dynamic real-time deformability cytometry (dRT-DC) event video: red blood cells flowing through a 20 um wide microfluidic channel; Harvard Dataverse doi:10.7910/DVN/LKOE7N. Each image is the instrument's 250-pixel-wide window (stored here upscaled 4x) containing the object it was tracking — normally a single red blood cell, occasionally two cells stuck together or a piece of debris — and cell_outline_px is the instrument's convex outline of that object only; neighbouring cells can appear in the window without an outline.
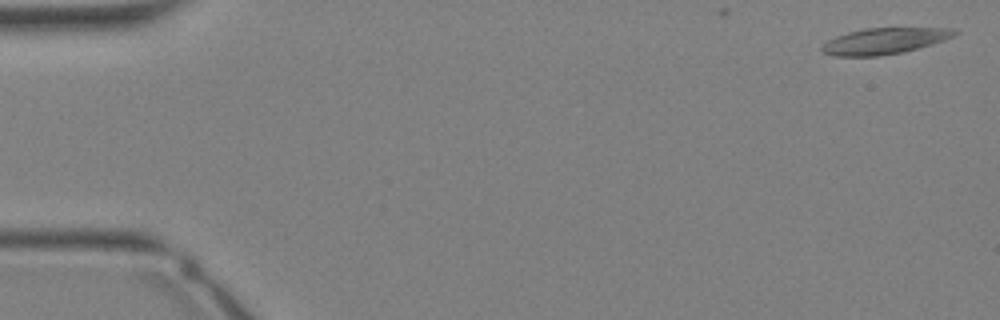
{"species": "Egyptian fruit bat (a non-hibernating species)", "species_latin": "Rousettus aegyptiacus", "temperature_condition": "warm", "stored_images_in_passage": 6, "camera_frame_rate_fps": 3000, "um_per_image_px": 0.085, "animal": {"sex": "female"}, "frame": {"image": 1, "passage_image": 1, "time_ms": 0.0, "image_size_px": [1000, 320], "cell_outline_px": [[960, 32], [944, 40], [904, 52], [880, 56], [832, 56], [824, 52], [820, 48], [828, 40], [836, 36], [848, 32], [864, 28], [952, 28]], "centroid_in_image_um": [75.16, 3.48], "position_along_channel_um": 9.8, "area_um2": 20.11}}